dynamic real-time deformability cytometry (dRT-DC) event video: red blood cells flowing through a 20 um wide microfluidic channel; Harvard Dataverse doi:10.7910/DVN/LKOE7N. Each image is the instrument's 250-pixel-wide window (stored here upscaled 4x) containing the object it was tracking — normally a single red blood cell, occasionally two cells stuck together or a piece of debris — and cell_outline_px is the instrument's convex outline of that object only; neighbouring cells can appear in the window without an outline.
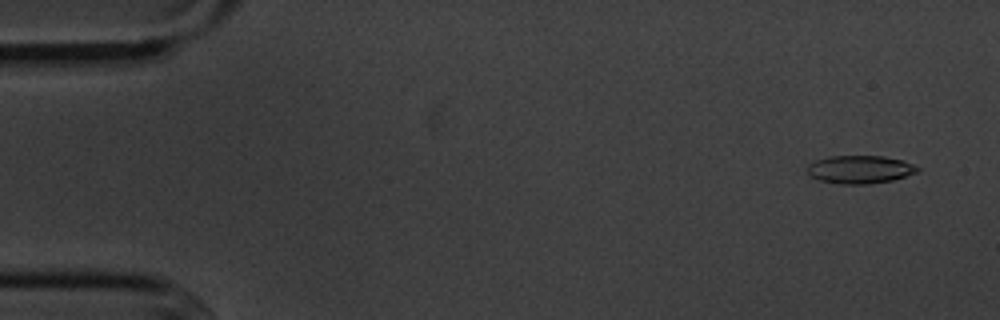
{"species": "common noctule bat (a hibernating species)", "species_latin": "Nyctalus noctula", "temperature_condition": "cold", "stored_images_in_passage": 5, "segment_of_instrument_passage": [1, 2], "camera_frame_rate_fps": 3000, "um_per_image_px": 0.085, "animal": {"sex": "male", "body_mass_g": 20.1, "forearm_length_mm": 53.5}, "frame": {"image": 1, "passage_image": 1, "time_ms": 0.0, "image_size_px": [1000, 320], "cell_outline_px": [[920, 168], [916, 172], [892, 180], [868, 184], [840, 184], [820, 180], [812, 176], [808, 172], [808, 164], [816, 160], [828, 156], [884, 156], [904, 160]], "centroid_in_image_um": [73.09, 14.39], "position_along_channel_um": 11.9, "area_um2": 17.86}}